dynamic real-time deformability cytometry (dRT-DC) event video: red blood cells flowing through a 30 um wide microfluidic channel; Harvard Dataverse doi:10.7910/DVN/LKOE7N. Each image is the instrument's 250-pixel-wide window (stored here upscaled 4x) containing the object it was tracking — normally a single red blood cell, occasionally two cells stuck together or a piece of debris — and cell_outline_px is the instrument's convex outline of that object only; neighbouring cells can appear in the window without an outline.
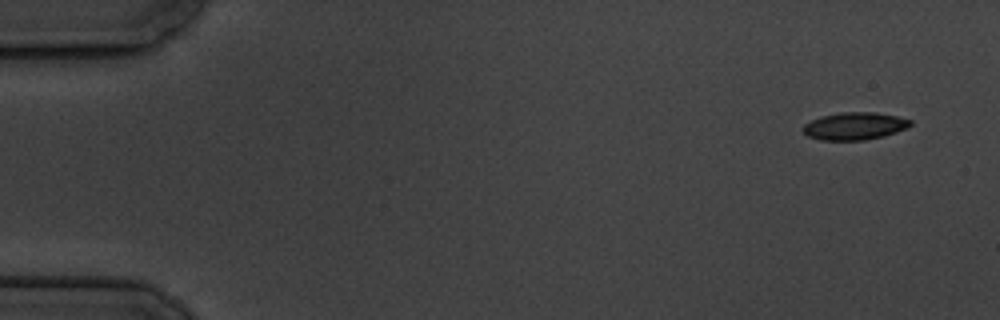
{"species": "common noctule bat (a hibernating species)", "species_latin": "Nyctalus noctula", "temperature_condition": "cold", "stored_images_in_passage": 4, "camera_frame_rate_fps": 3000, "um_per_image_px": 0.085, "animal": {"sex": "male", "body_mass_g": 19.5, "forearm_length_mm": 54.6}, "frame": {"image": 1, "passage_image": 1, "time_ms": 0.0, "image_size_px": [1000, 320], "cell_outline_px": [[912, 124], [908, 128], [884, 136], [864, 140], [820, 140], [808, 136], [800, 128], [804, 124], [820, 116], [840, 112], [876, 112], [896, 116], [912, 120]], "centroid_in_image_um": [72.63, 10.71], "position_along_channel_um": 12.4, "area_um2": 17.34}}